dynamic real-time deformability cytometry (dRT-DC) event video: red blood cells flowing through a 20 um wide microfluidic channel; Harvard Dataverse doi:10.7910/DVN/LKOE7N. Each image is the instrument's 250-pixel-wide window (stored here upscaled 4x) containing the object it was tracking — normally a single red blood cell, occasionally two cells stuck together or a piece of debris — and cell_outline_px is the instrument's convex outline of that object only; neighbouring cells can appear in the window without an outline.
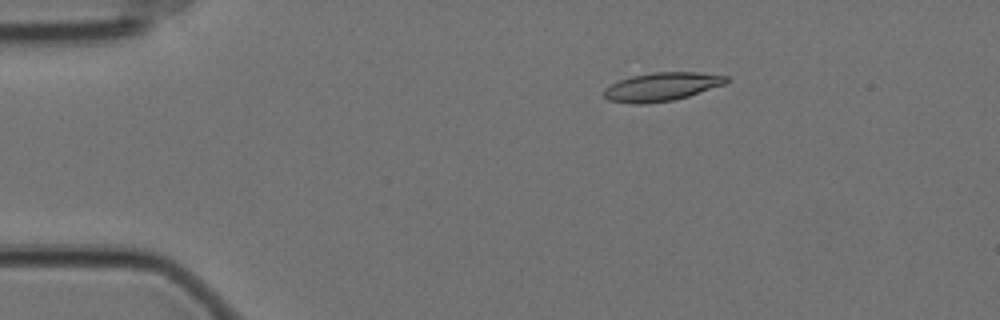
{"species": "Egyptian fruit bat (a non-hibernating species)", "species_latin": "Rousettus aegyptiacus", "temperature_condition": "cold", "stored_images_in_passage": 50, "camera_frame_rate_fps": 3000, "um_per_image_px": 0.085, "animal": {"sex": "female"}, "frame": {"image": 1, "passage_image": 2, "time_ms": 0.333, "image_size_px": [1000, 320], "cell_outline_px": [[728, 80], [724, 84], [688, 96], [672, 100], [644, 104], [632, 104], [608, 100], [604, 96], [604, 88], [620, 80], [632, 76], [652, 72], [696, 72], [728, 76]], "centroid_in_image_um": [56.22, 7.37], "position_along_channel_um": 28.8, "area_um2": 20.11}}
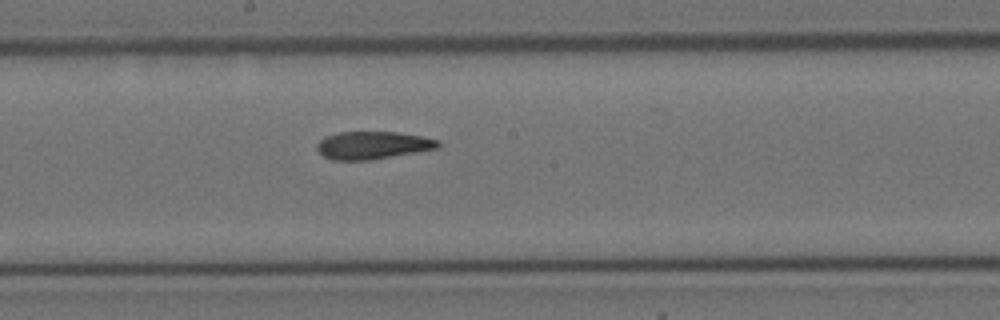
{"frame": {"image": 2, "passage_image": 23, "time_ms": 7.333, "image_size_px": [1000, 320], "cell_outline_px": [[440, 148], [372, 160], [332, 160], [324, 156], [316, 148], [316, 144], [324, 136], [340, 132], [396, 132], [420, 136], [440, 140]], "centroid_in_image_um": [31.69, 12.35], "position_along_channel_um": 216.5, "area_um2": 19.65}}
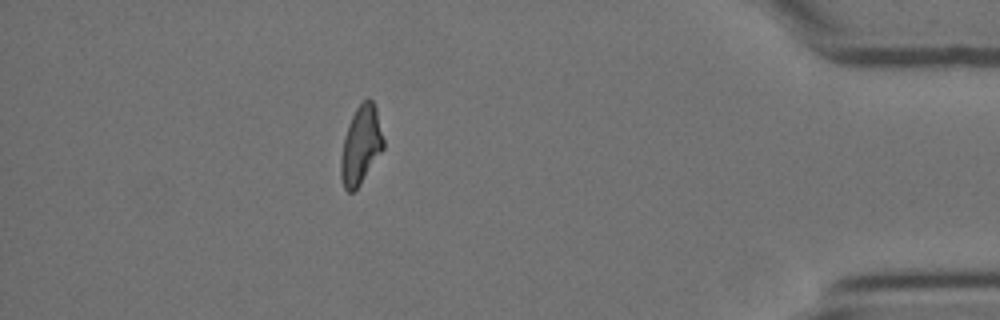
{"frame": {"image": 3, "passage_image": 43, "time_ms": 14.0, "image_size_px": [1000, 320], "cell_outline_px": [[384, 148], [360, 184], [352, 192], [348, 192], [344, 188], [340, 176], [340, 160], [344, 136], [348, 124], [356, 108], [368, 96], [372, 100], [376, 108], [384, 140]], "centroid_in_image_um": [30.66, 12.33], "position_along_channel_um": 404.5, "area_um2": 19.36}, "authors_computed_cell_mechanics": {"area_um2": 19.9988, "velocity_mm_per_s": 3.5117, "shape_relaxation_time_tau1_ms": 7.1703, "shape_relaxation_time_tau2_ms": 5.2231, "deformation_change_tau1": 0.2024, "deformation_change_tau2": 0.1366}}